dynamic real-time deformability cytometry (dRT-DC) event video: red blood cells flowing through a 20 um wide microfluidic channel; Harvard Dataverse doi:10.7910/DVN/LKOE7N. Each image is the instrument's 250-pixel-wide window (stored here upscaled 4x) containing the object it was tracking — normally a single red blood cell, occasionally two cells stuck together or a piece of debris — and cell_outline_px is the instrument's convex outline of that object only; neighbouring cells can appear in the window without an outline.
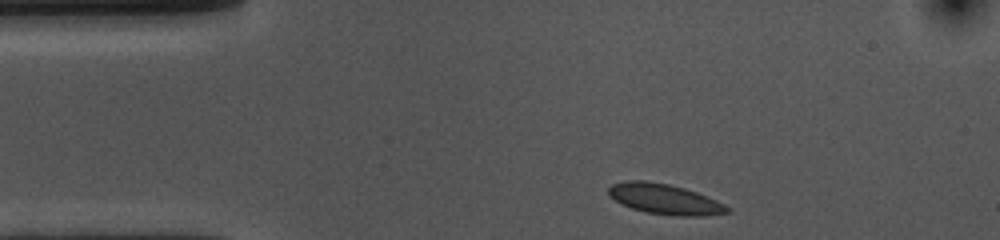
{"species": "common noctule bat (a hibernating species)", "species_latin": "Nyctalus noctula", "temperature_condition": "cold", "stored_images_in_passage": 36, "camera_frame_rate_fps": 3000, "um_per_image_px": 0.085, "animal": {"sex": "female", "body_mass_g": 10.0, "forearm_length_mm": 53.1}, "frame": {"image": 1, "passage_image": 1, "time_ms": 0.0, "image_size_px": [1000, 240], "cell_outline_px": [[732, 212], [704, 216], [676, 216], [648, 212], [632, 208], [608, 196], [608, 188], [612, 184], [624, 180], [644, 180], [668, 184], [684, 188], [696, 192], [716, 200], [732, 208]], "centroid_in_image_um": [56.53, 16.92], "position_along_channel_um": 28.5, "area_um2": 20.98}}
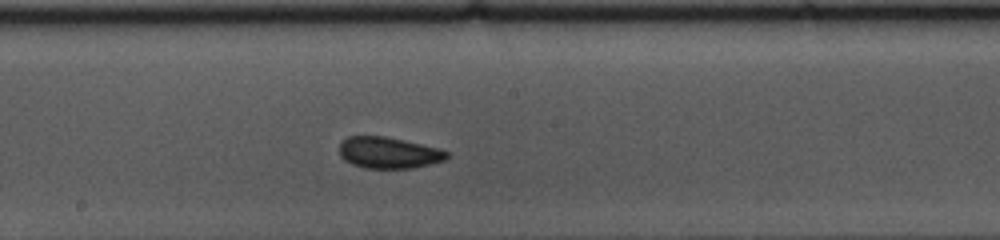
{"frame": {"image": 2, "passage_image": 20, "time_ms": 6.333, "image_size_px": [1000, 240], "cell_outline_px": [[452, 152], [444, 160], [412, 168], [364, 168], [352, 164], [344, 160], [340, 156], [340, 144], [348, 136], [384, 136], [404, 140], [440, 148]], "centroid_in_image_um": [33.05, 12.98], "position_along_channel_um": 215.1, "area_um2": 19.65}}
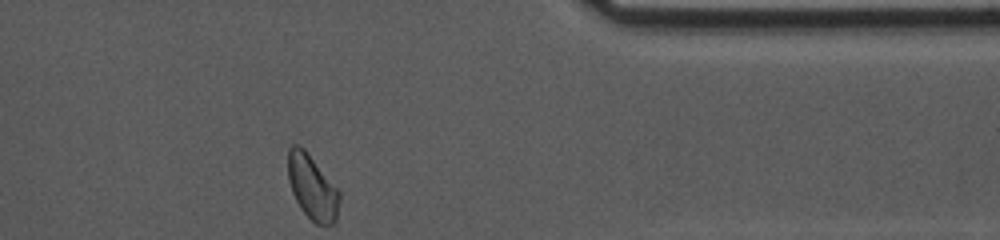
{"frame": {"image": 3, "passage_image": 36, "time_ms": 11.667, "image_size_px": [1000, 240], "cell_outline_px": [[340, 200], [336, 220], [332, 224], [316, 224], [300, 208], [292, 192], [288, 180], [288, 148], [292, 144], [300, 144], [304, 148], [340, 192]], "centroid_in_image_um": [26.53, 15.89], "position_along_channel_um": 384.9, "area_um2": 19.31}, "authors_computed_cell_mechanics": {"area_um2": 19.5653, "velocity_mm_per_s": 3.5766, "shape_relaxation_time_tau1_ms": null, "shape_relaxation_time_tau2_ms": 3.5839, "deformation_change_tau1": null, "deformation_change_tau2": 0.0448}}